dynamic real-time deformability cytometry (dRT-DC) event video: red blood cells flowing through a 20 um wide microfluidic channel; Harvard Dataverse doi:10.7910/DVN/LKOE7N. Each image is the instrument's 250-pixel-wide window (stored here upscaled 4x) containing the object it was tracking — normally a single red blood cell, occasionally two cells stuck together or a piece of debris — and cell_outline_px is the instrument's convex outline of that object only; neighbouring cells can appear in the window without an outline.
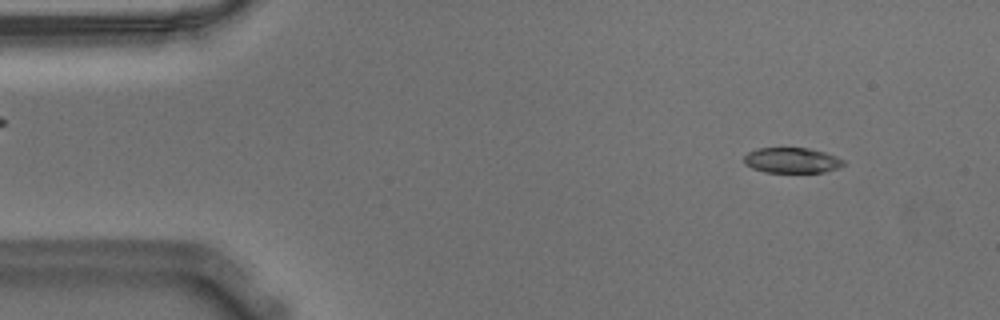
{"species": "Egyptian fruit bat (a non-hibernating species)", "species_latin": "Rousettus aegyptiacus", "temperature_condition": "warm", "stored_images_in_passage": 55, "camera_frame_rate_fps": 3000, "um_per_image_px": 0.085, "animal": {"sex": "male"}, "frame": {"image": 1, "passage_image": 5, "time_ms": 1.333, "image_size_px": [1000, 320], "cell_outline_px": [[844, 164], [836, 168], [824, 172], [764, 172], [752, 168], [744, 164], [744, 156], [748, 152], [756, 148], [808, 148], [824, 152], [836, 156], [844, 160]], "centroid_in_image_um": [67.27, 13.62], "position_along_channel_um": 17.7, "area_um2": 14.68}}
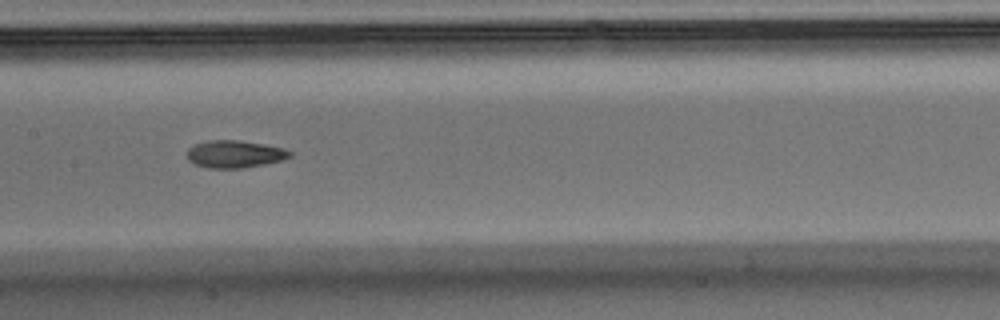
{"frame": {"image": 2, "passage_image": 26, "time_ms": 8.333, "image_size_px": [1000, 320], "cell_outline_px": [[296, 152], [292, 156], [284, 160], [244, 168], [208, 168], [196, 164], [188, 160], [188, 148], [196, 144], [208, 140], [240, 140], [264, 144], [284, 148]], "centroid_in_image_um": [20.02, 13.09], "position_along_channel_um": 187.4, "area_um2": 16.59}}
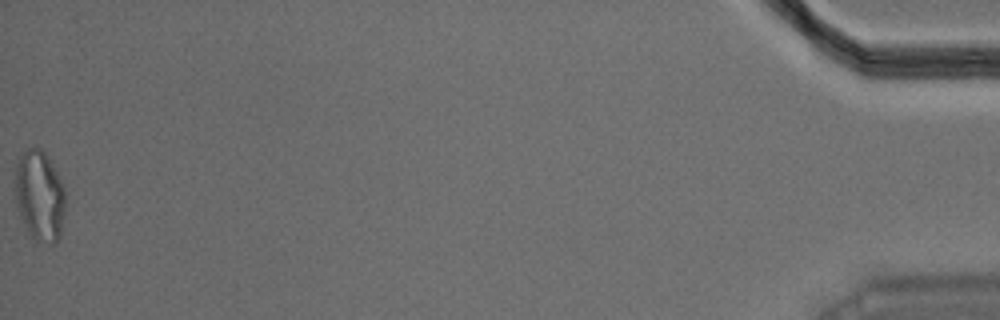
{"frame": {"image": 3, "passage_image": 55, "time_ms": 18.0, "image_size_px": [1000, 320], "cell_outline_px": [[64, 212], [60, 236], [56, 244], [48, 244], [36, 240], [28, 232], [16, 204], [16, 168], [20, 156], [28, 148], [40, 148], [44, 152], [64, 184]], "centroid_in_image_um": [3.39, 16.67], "position_along_channel_um": 431.8, "area_um2": 26.13}, "authors_computed_cell_mechanics": {"area_um2": 16.473, "velocity_mm_per_s": 3.5988, "shape_relaxation_time_tau1_ms": 10.2674, "shape_relaxation_time_tau2_ms": 2.0736, "deformation_change_tau1": 0.2742, "deformation_change_tau2": 0.0803}}